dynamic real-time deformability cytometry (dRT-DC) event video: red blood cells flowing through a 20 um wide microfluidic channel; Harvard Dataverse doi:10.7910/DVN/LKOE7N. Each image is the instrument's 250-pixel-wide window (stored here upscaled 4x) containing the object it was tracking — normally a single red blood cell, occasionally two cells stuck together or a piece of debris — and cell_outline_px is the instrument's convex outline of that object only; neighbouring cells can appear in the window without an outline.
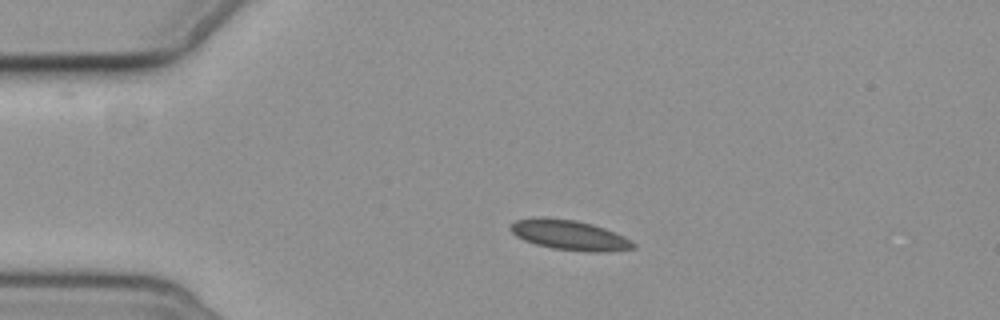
{"species": "common noctule bat (a hibernating species)", "species_latin": "Nyctalus noctula", "temperature_condition": "cold", "stored_images_in_passage": 4, "camera_frame_rate_fps": 3000, "um_per_image_px": 0.085, "animal": {"sex": "female", "body_mass_g": 19.3, "forearm_length_mm": 54.1}, "frame": {"image": 1, "passage_image": 3, "time_ms": 2.333, "image_size_px": [1000, 320], "cell_outline_px": [[636, 248], [608, 252], [588, 252], [552, 248], [536, 244], [524, 240], [516, 236], [508, 228], [516, 220], [536, 216], [544, 216], [576, 220], [592, 224], [604, 228], [624, 236], [632, 240], [636, 244]], "centroid_in_image_um": [48.41, 19.97], "position_along_channel_um": 36.6, "area_um2": 21.73}}